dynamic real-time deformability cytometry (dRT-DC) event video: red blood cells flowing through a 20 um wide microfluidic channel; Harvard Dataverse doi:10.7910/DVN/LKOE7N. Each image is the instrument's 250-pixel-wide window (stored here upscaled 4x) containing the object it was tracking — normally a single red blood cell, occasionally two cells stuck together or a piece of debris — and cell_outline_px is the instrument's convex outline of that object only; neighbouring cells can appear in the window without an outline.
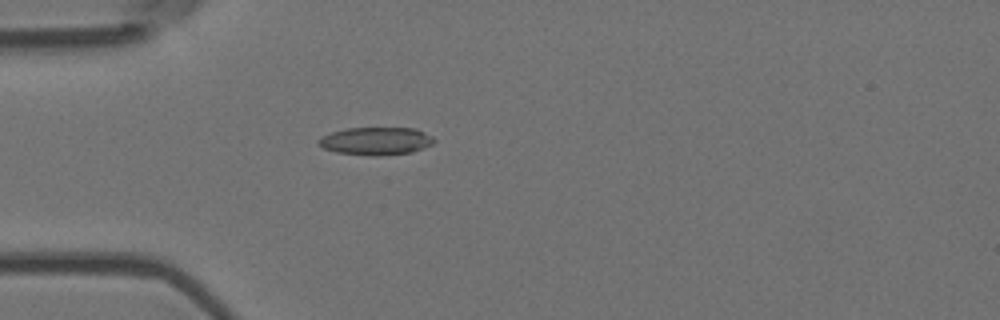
{"species": "Egyptian fruit bat (a non-hibernating species)", "species_latin": "Rousettus aegyptiacus", "temperature_condition": "room temperature", "stored_images_in_passage": 5, "camera_frame_rate_fps": 3000, "um_per_image_px": 0.085, "animal": {"sex": "female"}, "frame": {"image": 1, "passage_image": 5, "time_ms": 1.333, "image_size_px": [1000, 320], "cell_outline_px": [[436, 140], [432, 144], [424, 148], [412, 152], [376, 156], [368, 156], [336, 152], [324, 148], [316, 144], [316, 140], [320, 136], [344, 128], [416, 128], [432, 136]], "centroid_in_image_um": [31.92, 11.99], "position_along_channel_um": 53.1, "area_um2": 18.96}}